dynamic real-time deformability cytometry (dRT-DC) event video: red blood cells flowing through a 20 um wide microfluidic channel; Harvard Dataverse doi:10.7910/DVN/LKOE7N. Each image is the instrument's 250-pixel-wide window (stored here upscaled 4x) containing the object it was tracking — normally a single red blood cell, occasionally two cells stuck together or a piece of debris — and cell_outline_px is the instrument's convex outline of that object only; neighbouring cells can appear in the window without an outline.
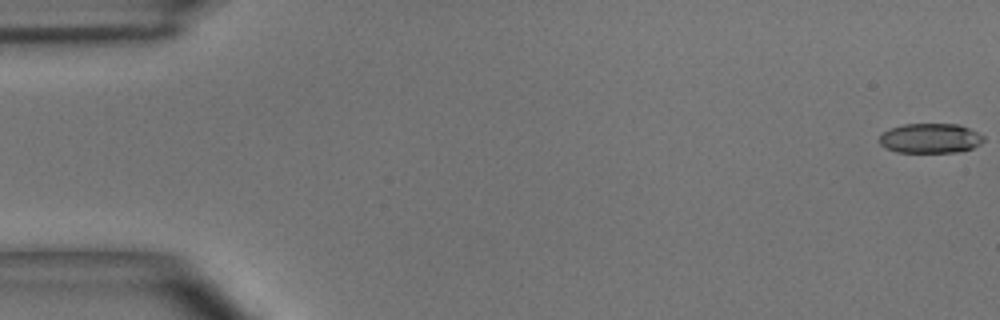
{"species": "common noctule bat (a hibernating species)", "species_latin": "Nyctalus noctula", "temperature_condition": "room temperature", "stored_images_in_passage": 51, "camera_frame_rate_fps": 3000, "um_per_image_px": 0.085, "animal": {"sex": "male", "body_mass_g": 15.6}, "frame": {"image": 1, "passage_image": 1, "time_ms": 0.0, "image_size_px": [1000, 320], "cell_outline_px": [[984, 140], [980, 144], [972, 148], [956, 152], [896, 152], [884, 148], [880, 144], [880, 136], [888, 128], [904, 124], [960, 124], [984, 136]], "centroid_in_image_um": [79.05, 11.75], "position_along_channel_um": 5.9, "area_um2": 18.09}}
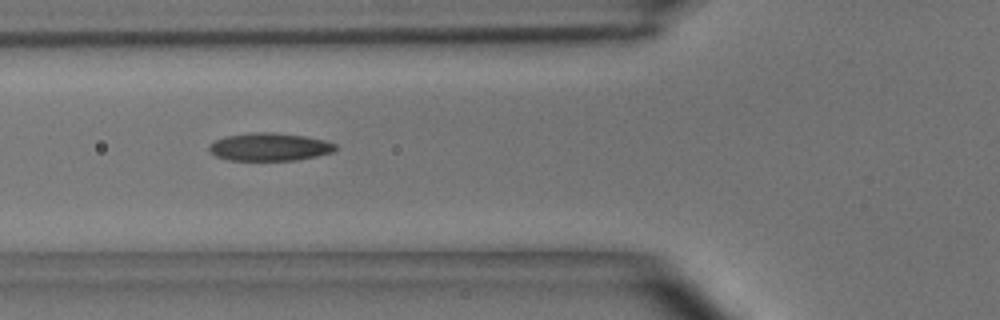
{"frame": {"image": 2, "passage_image": 19, "time_ms": 6.0, "image_size_px": [1000, 320], "cell_outline_px": [[336, 148], [332, 152], [316, 156], [296, 160], [228, 160], [216, 156], [208, 152], [208, 144], [224, 136], [252, 132], [272, 132], [304, 136], [324, 140], [336, 144]], "centroid_in_image_um": [22.85, 12.48], "position_along_channel_um": 102.9, "area_um2": 20.58}}
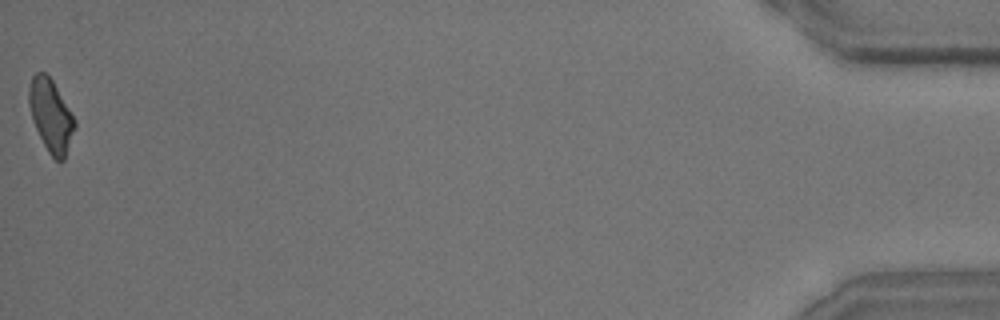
{"frame": {"image": 3, "passage_image": 51, "time_ms": 16.667, "image_size_px": [1000, 320], "cell_outline_px": [[76, 128], [64, 160], [56, 160], [48, 152], [32, 120], [28, 104], [28, 88], [32, 76], [36, 72], [44, 72], [52, 80], [76, 120]], "centroid_in_image_um": [4.32, 9.82], "position_along_channel_um": 430.9, "area_um2": 19.31}, "authors_computed_cell_mechanics": {"area_um2": 19.8254, "velocity_mm_per_s": 3.9594, "shape_relaxation_time_tau1_ms": 5.4156, "shape_relaxation_time_tau2_ms": 2.814, "deformation_change_tau1": 0.1629, "deformation_change_tau2": 0.1044}}